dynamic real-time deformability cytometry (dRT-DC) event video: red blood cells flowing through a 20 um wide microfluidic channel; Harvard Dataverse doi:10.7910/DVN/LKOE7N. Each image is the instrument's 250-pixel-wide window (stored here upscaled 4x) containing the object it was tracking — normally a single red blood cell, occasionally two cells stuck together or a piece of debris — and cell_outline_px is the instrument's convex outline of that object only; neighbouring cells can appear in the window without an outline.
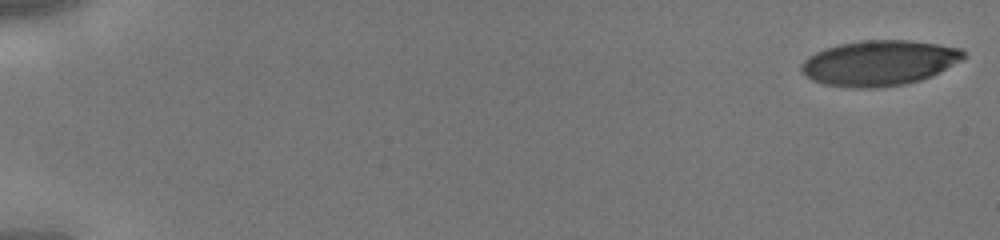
{"species": "human", "species_latin": "Homo sapiens", "temperature_condition": "cold", "stored_images_in_passage": 44, "camera_frame_rate_fps": 3000, "um_per_image_px": 0.085, "donor": {"sex": "male"}, "frame": {"image": 1, "passage_image": 1, "time_ms": 0.0, "image_size_px": [1000, 240], "cell_outline_px": [[968, 56], [964, 60], [932, 76], [920, 80], [904, 84], [872, 88], [852, 88], [824, 84], [812, 80], [800, 68], [800, 64], [808, 56], [816, 52], [840, 44], [860, 40], [908, 40], [936, 44], [960, 48]], "centroid_in_image_um": [74.77, 5.35], "position_along_channel_um": 10.2, "area_um2": 42.83}}
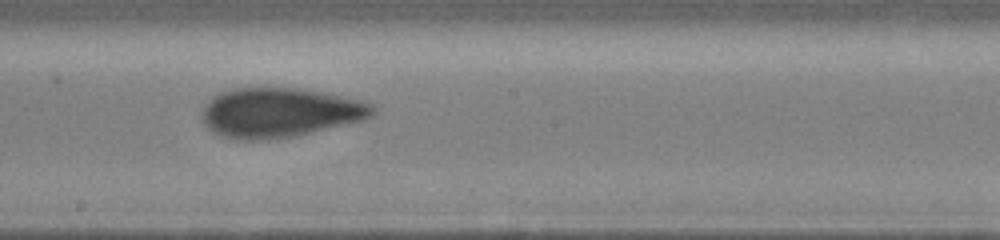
{"frame": {"image": 2, "passage_image": 26, "time_ms": 8.333, "image_size_px": [1000, 240], "cell_outline_px": [[376, 112], [372, 116], [364, 120], [296, 136], [268, 140], [236, 140], [220, 136], [212, 132], [200, 120], [200, 112], [204, 104], [212, 96], [220, 92], [236, 88], [296, 88], [320, 92], [360, 100], [372, 104], [376, 108]], "centroid_in_image_um": [23.71, 9.59], "position_along_channel_um": 224.5, "area_um2": 49.77}}
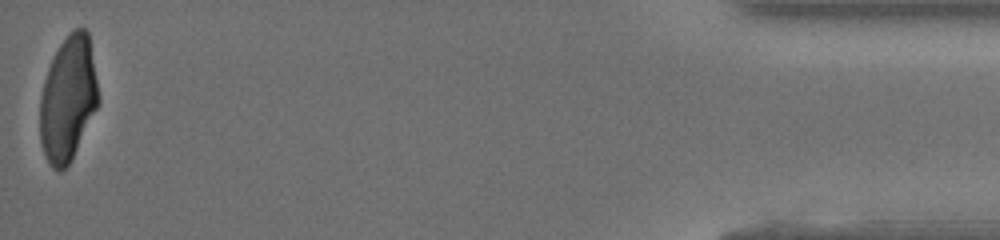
{"frame": {"image": 3, "passage_image": 44, "time_ms": 14.333, "image_size_px": [1000, 240], "cell_outline_px": [[100, 100], [72, 160], [60, 172], [52, 168], [44, 152], [40, 140], [40, 96], [44, 80], [48, 68], [60, 44], [76, 28], [84, 28], [88, 32]], "centroid_in_image_um": [5.78, 8.43], "position_along_channel_um": 429.4, "area_um2": 42.08}}